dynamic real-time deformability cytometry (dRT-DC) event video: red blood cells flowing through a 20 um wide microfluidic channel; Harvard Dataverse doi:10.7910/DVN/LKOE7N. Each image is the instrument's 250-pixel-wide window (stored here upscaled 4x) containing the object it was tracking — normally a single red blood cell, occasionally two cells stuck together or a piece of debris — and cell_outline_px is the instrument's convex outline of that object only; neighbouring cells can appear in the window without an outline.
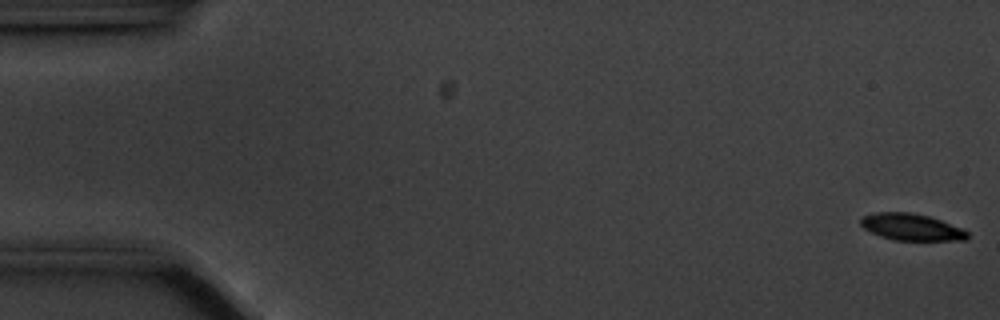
{"species": "common noctule bat (a hibernating species)", "species_latin": "Nyctalus noctula", "temperature_condition": "cold", "stored_images_in_passage": 57, "camera_frame_rate_fps": 3000, "um_per_image_px": 0.085, "animal": {"sex": "male", "body_mass_g": 20.1, "forearm_length_mm": 53.5}, "frame": {"image": 1, "passage_image": 1, "time_ms": 0.0, "image_size_px": [1000, 320], "cell_outline_px": [[968, 240], [892, 240], [880, 236], [864, 228], [860, 224], [860, 216], [876, 212], [912, 212], [928, 216], [964, 228], [968, 232]], "centroid_in_image_um": [77.47, 19.29], "position_along_channel_um": 7.5, "area_um2": 16.76}}
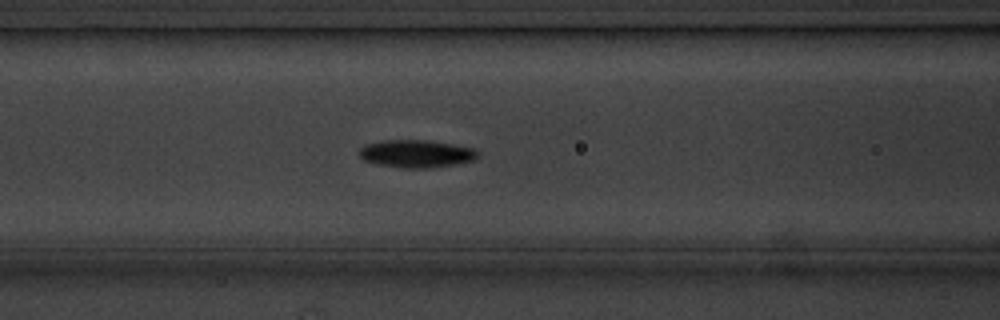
{"frame": {"image": 2, "passage_image": 23, "time_ms": 7.333, "image_size_px": [1000, 320], "cell_outline_px": [[480, 156], [476, 160], [456, 164], [428, 168], [400, 168], [376, 164], [364, 160], [360, 156], [360, 148], [368, 144], [384, 140], [424, 140], [452, 144], [476, 148], [480, 152]], "centroid_in_image_um": [35.45, 13.07], "position_along_channel_um": 131.1, "area_um2": 19.25}}
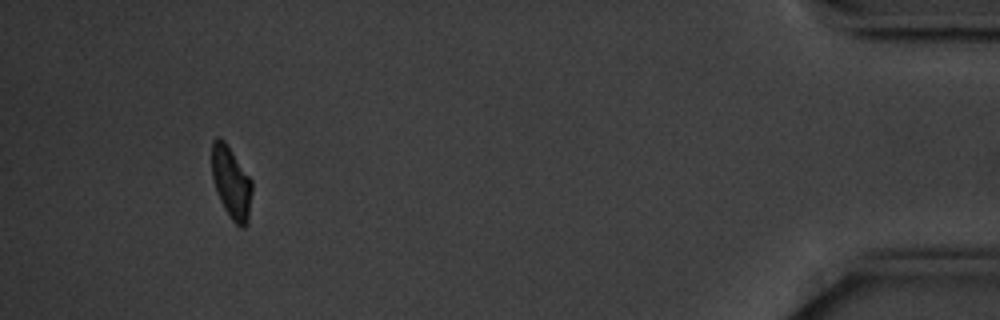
{"frame": {"image": 3, "passage_image": 53, "time_ms": 17.333, "image_size_px": [1000, 320], "cell_outline_px": [[252, 192], [248, 220], [244, 228], [240, 228], [232, 220], [224, 208], [220, 200], [212, 176], [212, 140], [216, 136], [220, 136], [224, 140], [252, 180]], "centroid_in_image_um": [19.66, 15.51], "position_along_channel_um": 415.5, "area_um2": 16.82}, "authors_computed_cell_mechanics": {"area_um2": 17.9758, "velocity_mm_per_s": 3.5188, "shape_relaxation_time_tau1_ms": 2.1736, "shape_relaxation_time_tau2_ms": null, "deformation_change_tau1": 0.1221, "deformation_change_tau2": null}}